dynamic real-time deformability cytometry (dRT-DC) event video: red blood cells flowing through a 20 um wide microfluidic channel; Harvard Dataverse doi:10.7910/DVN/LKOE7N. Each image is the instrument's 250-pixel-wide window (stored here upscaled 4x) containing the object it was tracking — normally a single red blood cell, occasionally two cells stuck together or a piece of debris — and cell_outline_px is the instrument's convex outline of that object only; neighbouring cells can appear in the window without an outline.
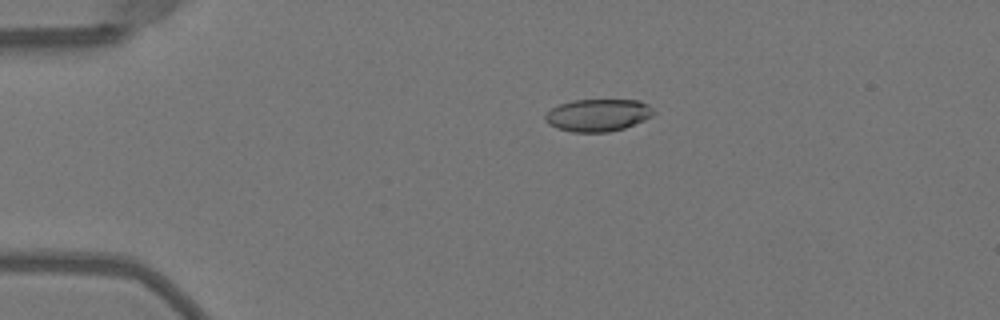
{"species": "Egyptian fruit bat (a non-hibernating species)", "species_latin": "Rousettus aegyptiacus", "temperature_condition": "warm", "stored_images_in_passage": 50, "camera_frame_rate_fps": 3000, "um_per_image_px": 0.085, "animal": {"sex": "female"}, "frame": {"image": 1, "passage_image": 10, "time_ms": 3.0, "image_size_px": [1000, 320], "cell_outline_px": [[656, 112], [652, 116], [644, 120], [624, 128], [608, 132], [572, 132], [556, 128], [548, 124], [544, 120], [544, 116], [552, 108], [560, 104], [572, 100], [640, 100], [648, 104]], "centroid_in_image_um": [50.82, 9.79], "position_along_channel_um": 34.2, "area_um2": 20.52}}
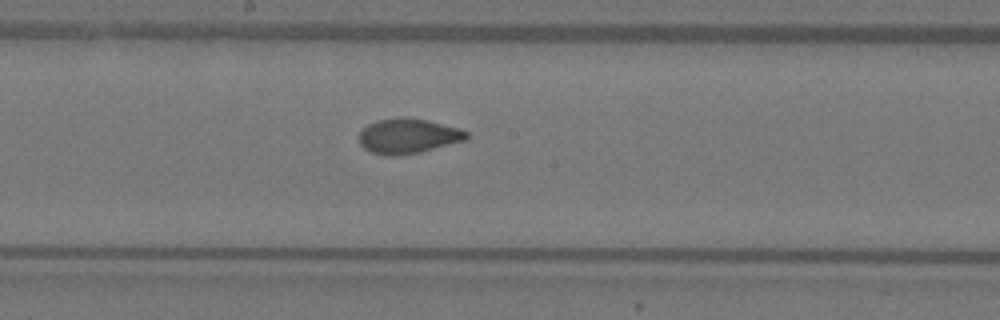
{"frame": {"image": 2, "passage_image": 27, "time_ms": 8.667, "image_size_px": [1000, 320], "cell_outline_px": [[468, 136], [464, 140], [420, 152], [396, 156], [384, 156], [372, 152], [364, 148], [360, 144], [360, 132], [368, 124], [376, 120], [428, 120], [460, 128], [468, 132]], "centroid_in_image_um": [34.69, 11.6], "position_along_channel_um": 213.5, "area_um2": 21.15}}
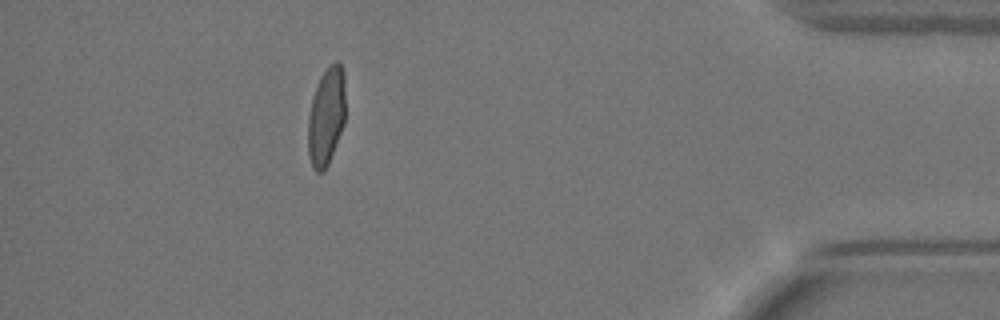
{"frame": {"image": 3, "passage_image": 45, "time_ms": 14.667, "image_size_px": [1000, 320], "cell_outline_px": [[344, 124], [328, 164], [324, 172], [316, 172], [312, 168], [308, 156], [308, 116], [312, 100], [320, 76], [336, 60], [340, 64], [344, 72]], "centroid_in_image_um": [27.72, 9.94], "position_along_channel_um": 407.5, "area_um2": 21.21}, "authors_computed_cell_mechanics": {"area_um2": 21.4438, "velocity_mm_per_s": 4.0261, "shape_relaxation_time_tau1_ms": 4.7048, "shape_relaxation_time_tau2_ms": 0.7475, "deformation_change_tau1": 0.1899, "deformation_change_tau2": 0.0583}}